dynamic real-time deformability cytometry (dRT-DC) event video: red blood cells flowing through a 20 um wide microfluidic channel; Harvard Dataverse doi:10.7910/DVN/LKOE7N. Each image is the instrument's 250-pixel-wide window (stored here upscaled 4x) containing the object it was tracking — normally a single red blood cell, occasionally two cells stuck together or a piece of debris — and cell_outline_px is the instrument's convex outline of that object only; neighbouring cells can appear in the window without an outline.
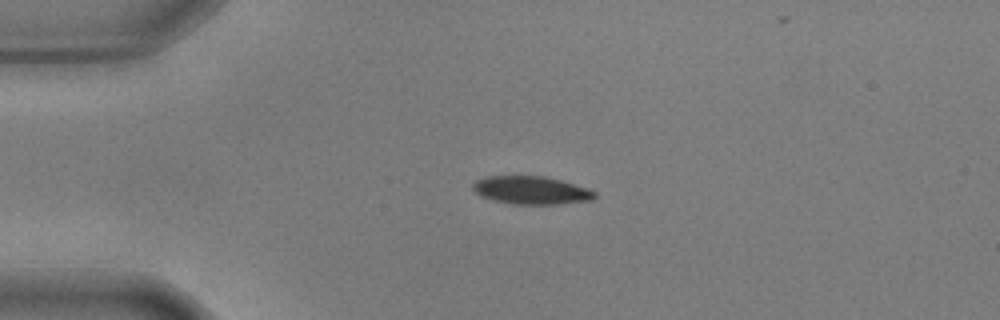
{"species": "common noctule bat (a hibernating species)", "species_latin": "Nyctalus noctula", "temperature_condition": "warm", "stored_images_in_passage": 34, "camera_frame_rate_fps": 3000, "um_per_image_px": 0.085, "animal": {"sex": "male", "body_mass_g": 17.9, "forearm_length_mm": 54.2}, "frame": {"image": 1, "passage_image": 1, "time_ms": 0.0, "image_size_px": [1000, 320], "cell_outline_px": [[596, 196], [592, 200], [560, 204], [512, 204], [480, 196], [472, 188], [472, 184], [476, 180], [488, 176], [548, 176], [588, 188], [596, 192]], "centroid_in_image_um": [45.18, 16.16], "position_along_channel_um": 39.8, "area_um2": 19.94}}
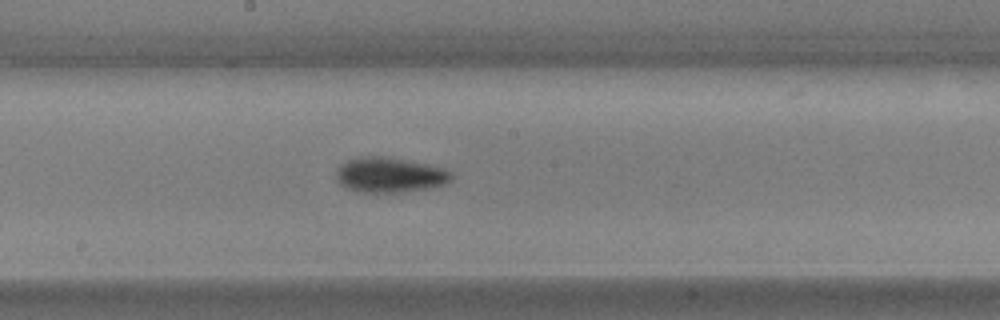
{"frame": {"image": 2, "passage_image": 18, "time_ms": 5.667, "image_size_px": [1000, 320], "cell_outline_px": [[452, 180], [444, 184], [424, 188], [400, 192], [356, 192], [344, 188], [336, 180], [336, 168], [340, 164], [348, 160], [360, 156], [388, 156], [428, 164], [444, 168], [452, 172]], "centroid_in_image_um": [33.07, 14.85], "position_along_channel_um": 215.1, "area_um2": 23.81}}
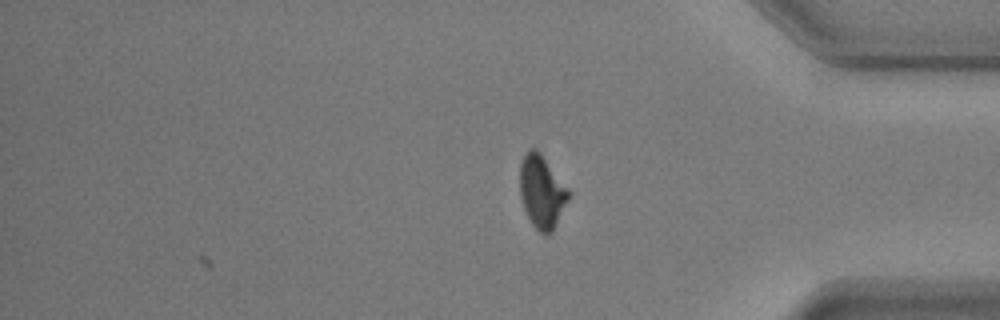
{"frame": {"image": 3, "passage_image": 34, "time_ms": 11.0, "image_size_px": [1000, 320], "cell_outline_px": [[572, 196], [552, 232], [540, 232], [532, 224], [524, 208], [520, 196], [520, 164], [524, 156], [532, 148], [536, 148], [540, 152], [568, 188]], "centroid_in_image_um": [46.08, 16.29], "position_along_channel_um": 389.1, "area_um2": 20.58}, "authors_computed_cell_mechanics": {"area_um2": 21.9062, "velocity_mm_per_s": 3.6033, "shape_relaxation_time_tau1_ms": 2.57, "shape_relaxation_time_tau2_ms": null, "deformation_change_tau1": 0.1204, "deformation_change_tau2": null}}